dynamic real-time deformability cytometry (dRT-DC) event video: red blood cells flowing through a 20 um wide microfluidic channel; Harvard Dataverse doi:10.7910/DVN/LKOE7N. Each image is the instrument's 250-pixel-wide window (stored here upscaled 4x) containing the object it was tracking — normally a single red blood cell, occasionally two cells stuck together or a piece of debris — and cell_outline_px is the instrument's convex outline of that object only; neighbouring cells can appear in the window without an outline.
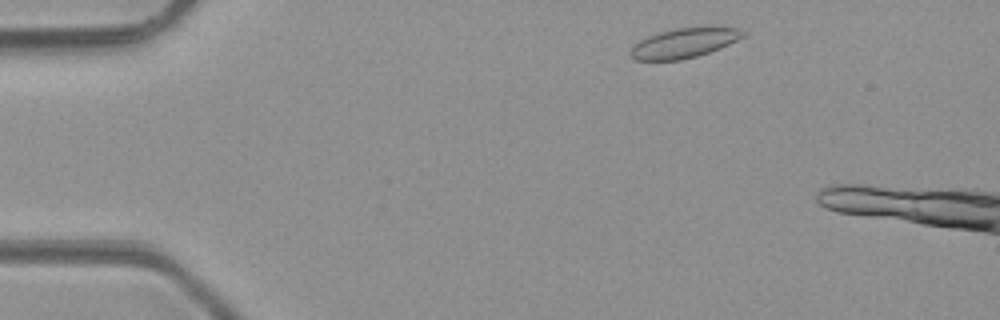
{"species": "common noctule bat (a hibernating species)", "species_latin": "Nyctalus noctula", "temperature_condition": "room temperature", "stored_images_in_passage": 3, "camera_frame_rate_fps": 3000, "um_per_image_px": 0.085, "animal": {"sex": "male", "body_mass_g": 23.1, "forearm_length_mm": 52.7}, "frame": {"image": 1, "passage_image": 1, "time_ms": 0.0, "image_size_px": [1000, 320], "cell_outline_px": [[744, 36], [720, 48], [696, 56], [680, 60], [636, 60], [628, 52], [640, 40], [648, 36], [660, 32], [676, 28], [712, 24], [740, 28], [744, 32]], "centroid_in_image_um": [58.21, 3.6], "position_along_channel_um": 26.8, "area_um2": 19.83}}